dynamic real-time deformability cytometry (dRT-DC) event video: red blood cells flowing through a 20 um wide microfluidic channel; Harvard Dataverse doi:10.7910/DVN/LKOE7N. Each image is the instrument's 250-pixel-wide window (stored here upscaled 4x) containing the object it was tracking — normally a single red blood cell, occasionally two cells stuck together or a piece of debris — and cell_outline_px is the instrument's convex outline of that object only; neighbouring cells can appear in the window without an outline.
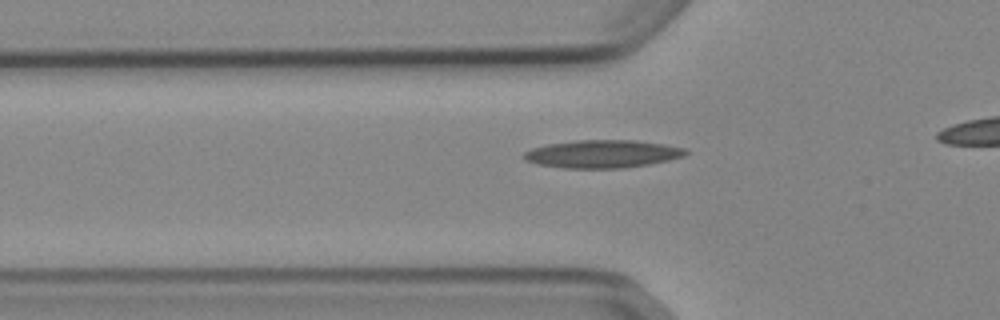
{"species": "Egyptian fruit bat (a non-hibernating species)", "species_latin": "Rousettus aegyptiacus", "temperature_condition": "cold", "stored_images_in_passage": 40, "camera_frame_rate_fps": 3000, "um_per_image_px": 0.085, "animal": {"sex": "female"}, "frame": {"image": 1, "passage_image": 12, "time_ms": 3.667, "image_size_px": [1000, 320], "cell_outline_px": [[688, 152], [684, 156], [668, 160], [648, 164], [624, 168], [564, 168], [536, 164], [524, 160], [524, 152], [532, 148], [548, 144], [576, 140], [636, 140], [664, 144], [684, 148]], "centroid_in_image_um": [51.19, 13.08], "position_along_channel_um": 74.6, "area_um2": 26.24}}
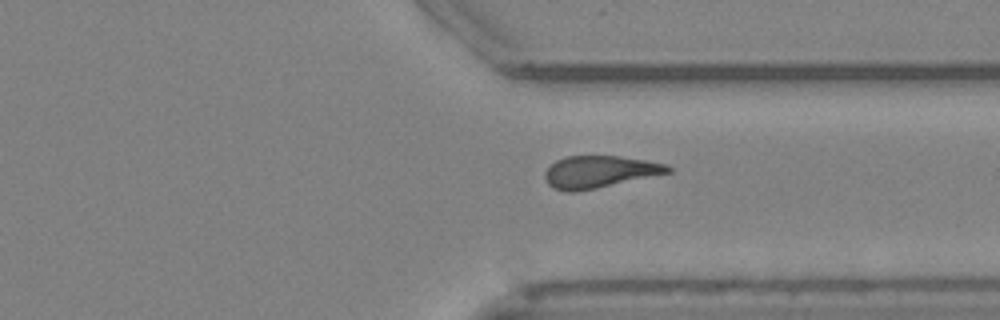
{"frame": {"image": 2, "passage_image": 34, "time_ms": 11.0, "image_size_px": [1000, 320], "cell_outline_px": [[672, 172], [596, 188], [576, 192], [568, 192], [552, 188], [548, 184], [544, 176], [544, 172], [556, 160], [564, 156], [616, 156], [644, 160], [668, 164], [672, 168]], "centroid_in_image_um": [50.93, 14.61], "position_along_channel_um": 360.5, "area_um2": 22.95}}
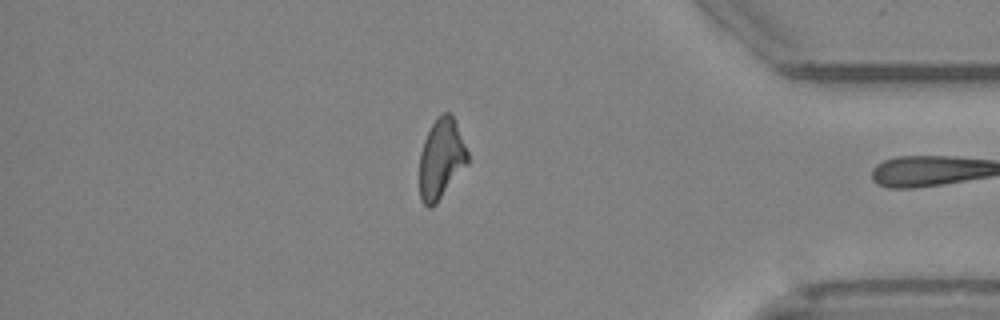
{"frame": {"image": 3, "passage_image": 39, "time_ms": 12.667, "image_size_px": [1000, 320], "cell_outline_px": [[468, 164], [436, 204], [432, 208], [428, 208], [420, 200], [420, 152], [424, 140], [432, 124], [444, 112], [448, 112], [452, 116], [456, 124], [468, 152]], "centroid_in_image_um": [37.49, 13.55], "position_along_channel_um": 397.7, "area_um2": 22.25}, "authors_computed_cell_mechanics": {"area_um2": 23.7847, "velocity_mm_per_s": 3.8907, "shape_relaxation_time_tau1_ms": null, "shape_relaxation_time_tau2_ms": 7.4063, "deformation_change_tau1": null, "deformation_change_tau2": 0.2031}}